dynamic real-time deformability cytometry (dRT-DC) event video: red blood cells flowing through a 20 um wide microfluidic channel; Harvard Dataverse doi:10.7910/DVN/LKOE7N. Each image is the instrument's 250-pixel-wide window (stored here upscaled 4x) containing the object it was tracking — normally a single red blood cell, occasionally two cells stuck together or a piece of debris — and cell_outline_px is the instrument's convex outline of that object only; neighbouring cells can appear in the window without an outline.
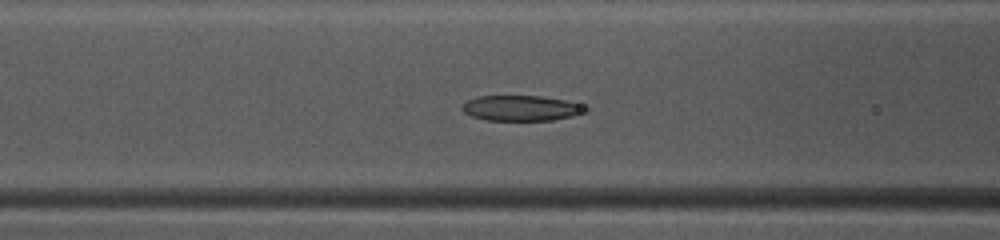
{"species": "common noctule bat (a hibernating species)", "species_latin": "Nyctalus noctula", "temperature_condition": "warm", "stored_images_in_passage": 36, "camera_frame_rate_fps": 3000, "um_per_image_px": 0.085, "animal": {"sex": "female", "body_mass_g": 10.0, "forearm_length_mm": 53.1}, "frame": {"image": 1, "passage_image": 8, "time_ms": 2.333, "image_size_px": [1000, 240], "cell_outline_px": [[588, 112], [572, 116], [552, 120], [484, 120], [472, 116], [464, 112], [460, 108], [468, 100], [476, 96], [540, 96], [564, 100], [580, 104], [588, 108]], "centroid_in_image_um": [44.3, 9.19], "position_along_channel_um": 122.3, "area_um2": 18.21}}
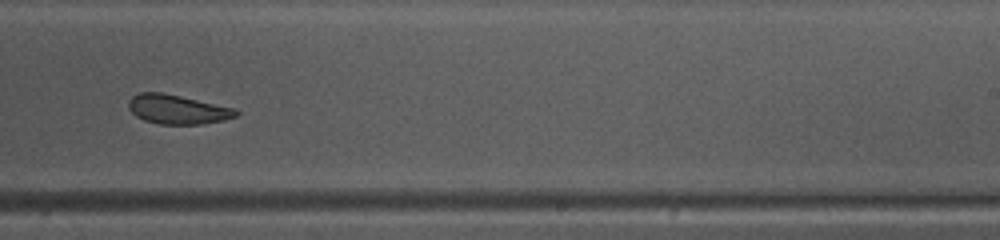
{"frame": {"image": 2, "passage_image": 19, "time_ms": 6.0, "image_size_px": [1000, 240], "cell_outline_px": [[240, 112], [236, 116], [224, 120], [200, 124], [160, 124], [144, 120], [136, 116], [128, 108], [128, 100], [132, 96], [140, 92], [160, 92], [180, 96], [232, 108]], "centroid_in_image_um": [15.03, 9.3], "position_along_channel_um": 274.0, "area_um2": 18.09}}
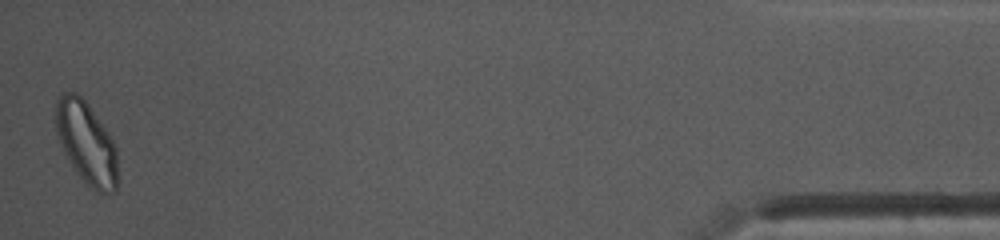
{"frame": {"image": 3, "passage_image": 36, "time_ms": 11.667, "image_size_px": [1000, 240], "cell_outline_px": [[116, 192], [96, 192], [76, 172], [68, 160], [64, 152], [56, 132], [56, 100], [64, 92], [76, 92], [88, 104], [108, 132], [116, 148]], "centroid_in_image_um": [7.33, 12.12], "position_along_channel_um": 427.9, "area_um2": 29.19}, "authors_computed_cell_mechanics": {"area_um2": 19.5075, "velocity_mm_per_s": 4.1375, "shape_relaxation_time_tau1_ms": 4.8981, "shape_relaxation_time_tau2_ms": 2.89, "deformation_change_tau1": 0.1411, "deformation_change_tau2": 0.0934}}